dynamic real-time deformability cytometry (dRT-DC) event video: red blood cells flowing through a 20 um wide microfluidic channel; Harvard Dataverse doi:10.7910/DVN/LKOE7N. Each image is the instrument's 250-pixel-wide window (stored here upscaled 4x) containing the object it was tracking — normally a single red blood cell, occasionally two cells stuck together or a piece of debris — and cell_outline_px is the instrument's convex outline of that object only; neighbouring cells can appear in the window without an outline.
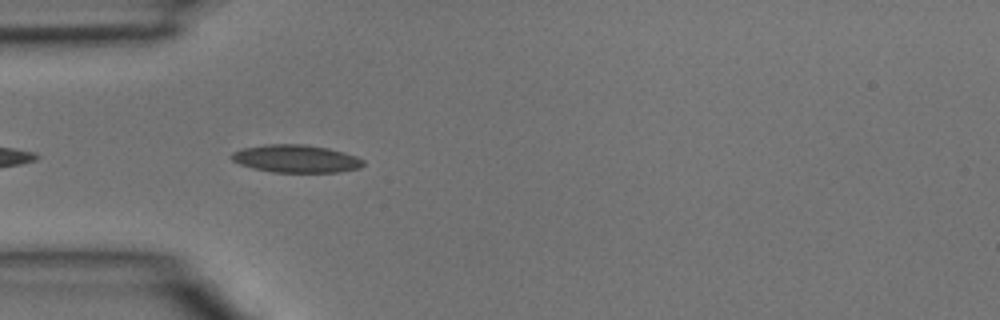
{"species": "common noctule bat (a hibernating species)", "species_latin": "Nyctalus noctula", "temperature_condition": "room temperature", "stored_images_in_passage": 8, "camera_frame_rate_fps": 3000, "um_per_image_px": 0.085, "animal": {"sex": "male", "body_mass_g": 15.6}, "frame": {"image": 1, "passage_image": 2, "time_ms": 0.333, "image_size_px": [1000, 320], "cell_outline_px": [[364, 164], [360, 168], [336, 172], [272, 172], [252, 168], [240, 164], [232, 160], [232, 152], [244, 148], [264, 144], [304, 144], [328, 148], [344, 152], [356, 156], [364, 160]], "centroid_in_image_um": [25.17, 13.49], "position_along_channel_um": 59.8, "area_um2": 21.27}}